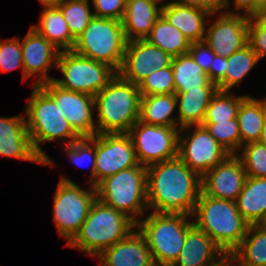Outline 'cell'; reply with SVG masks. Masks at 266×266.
<instances>
[{
    "label": "cell",
    "mask_w": 266,
    "mask_h": 266,
    "mask_svg": "<svg viewBox=\"0 0 266 266\" xmlns=\"http://www.w3.org/2000/svg\"><path fill=\"white\" fill-rule=\"evenodd\" d=\"M148 209L161 214L192 215L201 177L178 156L146 167Z\"/></svg>",
    "instance_id": "obj_1"
},
{
    "label": "cell",
    "mask_w": 266,
    "mask_h": 266,
    "mask_svg": "<svg viewBox=\"0 0 266 266\" xmlns=\"http://www.w3.org/2000/svg\"><path fill=\"white\" fill-rule=\"evenodd\" d=\"M191 216L194 217L193 224L204 231L224 254H231L242 243L250 225L240 215L236 202L216 199L202 192Z\"/></svg>",
    "instance_id": "obj_2"
},
{
    "label": "cell",
    "mask_w": 266,
    "mask_h": 266,
    "mask_svg": "<svg viewBox=\"0 0 266 266\" xmlns=\"http://www.w3.org/2000/svg\"><path fill=\"white\" fill-rule=\"evenodd\" d=\"M136 228L137 223L128 215L96 198L80 231L66 245L78 248L95 258L103 250L126 238Z\"/></svg>",
    "instance_id": "obj_3"
},
{
    "label": "cell",
    "mask_w": 266,
    "mask_h": 266,
    "mask_svg": "<svg viewBox=\"0 0 266 266\" xmlns=\"http://www.w3.org/2000/svg\"><path fill=\"white\" fill-rule=\"evenodd\" d=\"M141 97L138 85L118 74L94 96L96 134L128 133L140 118Z\"/></svg>",
    "instance_id": "obj_4"
},
{
    "label": "cell",
    "mask_w": 266,
    "mask_h": 266,
    "mask_svg": "<svg viewBox=\"0 0 266 266\" xmlns=\"http://www.w3.org/2000/svg\"><path fill=\"white\" fill-rule=\"evenodd\" d=\"M25 122L35 151L45 160L46 166L53 161L46 155L40 144L53 140H69L66 145L81 137L73 130L55 102L39 87L33 86L32 96L25 107Z\"/></svg>",
    "instance_id": "obj_5"
},
{
    "label": "cell",
    "mask_w": 266,
    "mask_h": 266,
    "mask_svg": "<svg viewBox=\"0 0 266 266\" xmlns=\"http://www.w3.org/2000/svg\"><path fill=\"white\" fill-rule=\"evenodd\" d=\"M191 215L150 213L137 222L155 266H171L178 258L187 235L194 225Z\"/></svg>",
    "instance_id": "obj_6"
},
{
    "label": "cell",
    "mask_w": 266,
    "mask_h": 266,
    "mask_svg": "<svg viewBox=\"0 0 266 266\" xmlns=\"http://www.w3.org/2000/svg\"><path fill=\"white\" fill-rule=\"evenodd\" d=\"M97 198L104 204L128 215L136 223L147 204L146 166L139 164L106 177L97 186Z\"/></svg>",
    "instance_id": "obj_7"
},
{
    "label": "cell",
    "mask_w": 266,
    "mask_h": 266,
    "mask_svg": "<svg viewBox=\"0 0 266 266\" xmlns=\"http://www.w3.org/2000/svg\"><path fill=\"white\" fill-rule=\"evenodd\" d=\"M126 44L127 40L121 21L94 16L75 40L72 50L119 71L123 63Z\"/></svg>",
    "instance_id": "obj_8"
},
{
    "label": "cell",
    "mask_w": 266,
    "mask_h": 266,
    "mask_svg": "<svg viewBox=\"0 0 266 266\" xmlns=\"http://www.w3.org/2000/svg\"><path fill=\"white\" fill-rule=\"evenodd\" d=\"M56 68L64 76V79L54 78L56 84L90 96L97 95L119 74L116 68L89 59L73 50H60Z\"/></svg>",
    "instance_id": "obj_9"
},
{
    "label": "cell",
    "mask_w": 266,
    "mask_h": 266,
    "mask_svg": "<svg viewBox=\"0 0 266 266\" xmlns=\"http://www.w3.org/2000/svg\"><path fill=\"white\" fill-rule=\"evenodd\" d=\"M90 187V190L82 189L65 176L59 181L53 199V220L58 234L67 239V243L80 231L97 198L96 187Z\"/></svg>",
    "instance_id": "obj_10"
},
{
    "label": "cell",
    "mask_w": 266,
    "mask_h": 266,
    "mask_svg": "<svg viewBox=\"0 0 266 266\" xmlns=\"http://www.w3.org/2000/svg\"><path fill=\"white\" fill-rule=\"evenodd\" d=\"M177 126L150 125L138 120L127 133L139 164L148 166L178 156Z\"/></svg>",
    "instance_id": "obj_11"
},
{
    "label": "cell",
    "mask_w": 266,
    "mask_h": 266,
    "mask_svg": "<svg viewBox=\"0 0 266 266\" xmlns=\"http://www.w3.org/2000/svg\"><path fill=\"white\" fill-rule=\"evenodd\" d=\"M182 132L185 135L182 136ZM228 155L205 127L187 126L179 130L178 157L200 177L219 165Z\"/></svg>",
    "instance_id": "obj_12"
},
{
    "label": "cell",
    "mask_w": 266,
    "mask_h": 266,
    "mask_svg": "<svg viewBox=\"0 0 266 266\" xmlns=\"http://www.w3.org/2000/svg\"><path fill=\"white\" fill-rule=\"evenodd\" d=\"M56 104L70 126L80 137L96 134L93 120L94 96L65 89L53 80L39 86Z\"/></svg>",
    "instance_id": "obj_13"
},
{
    "label": "cell",
    "mask_w": 266,
    "mask_h": 266,
    "mask_svg": "<svg viewBox=\"0 0 266 266\" xmlns=\"http://www.w3.org/2000/svg\"><path fill=\"white\" fill-rule=\"evenodd\" d=\"M95 187L106 177L139 165L127 133L95 134Z\"/></svg>",
    "instance_id": "obj_14"
},
{
    "label": "cell",
    "mask_w": 266,
    "mask_h": 266,
    "mask_svg": "<svg viewBox=\"0 0 266 266\" xmlns=\"http://www.w3.org/2000/svg\"><path fill=\"white\" fill-rule=\"evenodd\" d=\"M173 57L147 40H133L126 44L119 75L135 85L156 70L169 67Z\"/></svg>",
    "instance_id": "obj_15"
},
{
    "label": "cell",
    "mask_w": 266,
    "mask_h": 266,
    "mask_svg": "<svg viewBox=\"0 0 266 266\" xmlns=\"http://www.w3.org/2000/svg\"><path fill=\"white\" fill-rule=\"evenodd\" d=\"M249 20L234 11L223 13L206 29L204 41L215 54L230 57L248 44Z\"/></svg>",
    "instance_id": "obj_16"
},
{
    "label": "cell",
    "mask_w": 266,
    "mask_h": 266,
    "mask_svg": "<svg viewBox=\"0 0 266 266\" xmlns=\"http://www.w3.org/2000/svg\"><path fill=\"white\" fill-rule=\"evenodd\" d=\"M246 177L238 154H229L219 165L201 177V192L216 199L235 202L243 189Z\"/></svg>",
    "instance_id": "obj_17"
},
{
    "label": "cell",
    "mask_w": 266,
    "mask_h": 266,
    "mask_svg": "<svg viewBox=\"0 0 266 266\" xmlns=\"http://www.w3.org/2000/svg\"><path fill=\"white\" fill-rule=\"evenodd\" d=\"M23 62V82L30 76H36L34 86L50 82L54 78L49 77L47 71L57 66V59L60 50L40 35L34 28H30L21 42ZM38 72V73H37Z\"/></svg>",
    "instance_id": "obj_18"
},
{
    "label": "cell",
    "mask_w": 266,
    "mask_h": 266,
    "mask_svg": "<svg viewBox=\"0 0 266 266\" xmlns=\"http://www.w3.org/2000/svg\"><path fill=\"white\" fill-rule=\"evenodd\" d=\"M0 155L45 164L32 145L24 115L0 117Z\"/></svg>",
    "instance_id": "obj_19"
},
{
    "label": "cell",
    "mask_w": 266,
    "mask_h": 266,
    "mask_svg": "<svg viewBox=\"0 0 266 266\" xmlns=\"http://www.w3.org/2000/svg\"><path fill=\"white\" fill-rule=\"evenodd\" d=\"M136 230L103 250L97 256L99 266H155L144 236Z\"/></svg>",
    "instance_id": "obj_20"
},
{
    "label": "cell",
    "mask_w": 266,
    "mask_h": 266,
    "mask_svg": "<svg viewBox=\"0 0 266 266\" xmlns=\"http://www.w3.org/2000/svg\"><path fill=\"white\" fill-rule=\"evenodd\" d=\"M162 0H126L122 27L127 42L145 40L161 16ZM158 5V6H157Z\"/></svg>",
    "instance_id": "obj_21"
},
{
    "label": "cell",
    "mask_w": 266,
    "mask_h": 266,
    "mask_svg": "<svg viewBox=\"0 0 266 266\" xmlns=\"http://www.w3.org/2000/svg\"><path fill=\"white\" fill-rule=\"evenodd\" d=\"M214 15L216 14H211L202 8L173 2L165 3L161 7V16L181 31L190 43L204 41L205 21Z\"/></svg>",
    "instance_id": "obj_22"
},
{
    "label": "cell",
    "mask_w": 266,
    "mask_h": 266,
    "mask_svg": "<svg viewBox=\"0 0 266 266\" xmlns=\"http://www.w3.org/2000/svg\"><path fill=\"white\" fill-rule=\"evenodd\" d=\"M183 245L171 266H210L224 255L215 242L195 225L187 231Z\"/></svg>",
    "instance_id": "obj_23"
},
{
    "label": "cell",
    "mask_w": 266,
    "mask_h": 266,
    "mask_svg": "<svg viewBox=\"0 0 266 266\" xmlns=\"http://www.w3.org/2000/svg\"><path fill=\"white\" fill-rule=\"evenodd\" d=\"M240 215L250 224H266V177H246L236 199Z\"/></svg>",
    "instance_id": "obj_24"
},
{
    "label": "cell",
    "mask_w": 266,
    "mask_h": 266,
    "mask_svg": "<svg viewBox=\"0 0 266 266\" xmlns=\"http://www.w3.org/2000/svg\"><path fill=\"white\" fill-rule=\"evenodd\" d=\"M217 90V87H199L175 93L176 105L179 106L177 116L179 129L202 124L211 97Z\"/></svg>",
    "instance_id": "obj_25"
},
{
    "label": "cell",
    "mask_w": 266,
    "mask_h": 266,
    "mask_svg": "<svg viewBox=\"0 0 266 266\" xmlns=\"http://www.w3.org/2000/svg\"><path fill=\"white\" fill-rule=\"evenodd\" d=\"M171 66L175 93L199 89V87H217L189 53L173 57Z\"/></svg>",
    "instance_id": "obj_26"
},
{
    "label": "cell",
    "mask_w": 266,
    "mask_h": 266,
    "mask_svg": "<svg viewBox=\"0 0 266 266\" xmlns=\"http://www.w3.org/2000/svg\"><path fill=\"white\" fill-rule=\"evenodd\" d=\"M39 22L31 27L55 47L62 51L73 49L75 40L59 7L44 8Z\"/></svg>",
    "instance_id": "obj_27"
},
{
    "label": "cell",
    "mask_w": 266,
    "mask_h": 266,
    "mask_svg": "<svg viewBox=\"0 0 266 266\" xmlns=\"http://www.w3.org/2000/svg\"><path fill=\"white\" fill-rule=\"evenodd\" d=\"M231 254L238 266H266V224L249 225L242 243Z\"/></svg>",
    "instance_id": "obj_28"
},
{
    "label": "cell",
    "mask_w": 266,
    "mask_h": 266,
    "mask_svg": "<svg viewBox=\"0 0 266 266\" xmlns=\"http://www.w3.org/2000/svg\"><path fill=\"white\" fill-rule=\"evenodd\" d=\"M175 94H158L141 97L139 120L157 126H177Z\"/></svg>",
    "instance_id": "obj_29"
},
{
    "label": "cell",
    "mask_w": 266,
    "mask_h": 266,
    "mask_svg": "<svg viewBox=\"0 0 266 266\" xmlns=\"http://www.w3.org/2000/svg\"><path fill=\"white\" fill-rule=\"evenodd\" d=\"M264 116L265 99H256L247 95L242 100L237 116L241 146L260 140Z\"/></svg>",
    "instance_id": "obj_30"
},
{
    "label": "cell",
    "mask_w": 266,
    "mask_h": 266,
    "mask_svg": "<svg viewBox=\"0 0 266 266\" xmlns=\"http://www.w3.org/2000/svg\"><path fill=\"white\" fill-rule=\"evenodd\" d=\"M145 40L172 57L188 53L191 44L181 31L169 24L162 16L156 20L150 35Z\"/></svg>",
    "instance_id": "obj_31"
},
{
    "label": "cell",
    "mask_w": 266,
    "mask_h": 266,
    "mask_svg": "<svg viewBox=\"0 0 266 266\" xmlns=\"http://www.w3.org/2000/svg\"><path fill=\"white\" fill-rule=\"evenodd\" d=\"M259 62L257 54L247 44L241 50L227 57L225 77L216 85L218 90L229 91L239 84Z\"/></svg>",
    "instance_id": "obj_32"
},
{
    "label": "cell",
    "mask_w": 266,
    "mask_h": 266,
    "mask_svg": "<svg viewBox=\"0 0 266 266\" xmlns=\"http://www.w3.org/2000/svg\"><path fill=\"white\" fill-rule=\"evenodd\" d=\"M246 96L236 97L228 91L217 90L211 97L202 123H216L237 119L241 102Z\"/></svg>",
    "instance_id": "obj_33"
},
{
    "label": "cell",
    "mask_w": 266,
    "mask_h": 266,
    "mask_svg": "<svg viewBox=\"0 0 266 266\" xmlns=\"http://www.w3.org/2000/svg\"><path fill=\"white\" fill-rule=\"evenodd\" d=\"M89 4V0H64L58 6L74 40L82 34L94 17Z\"/></svg>",
    "instance_id": "obj_34"
},
{
    "label": "cell",
    "mask_w": 266,
    "mask_h": 266,
    "mask_svg": "<svg viewBox=\"0 0 266 266\" xmlns=\"http://www.w3.org/2000/svg\"><path fill=\"white\" fill-rule=\"evenodd\" d=\"M214 139L229 153L237 154L241 148V137L237 119L216 123H202Z\"/></svg>",
    "instance_id": "obj_35"
},
{
    "label": "cell",
    "mask_w": 266,
    "mask_h": 266,
    "mask_svg": "<svg viewBox=\"0 0 266 266\" xmlns=\"http://www.w3.org/2000/svg\"><path fill=\"white\" fill-rule=\"evenodd\" d=\"M238 157L248 177H266V145L259 141L241 146Z\"/></svg>",
    "instance_id": "obj_36"
},
{
    "label": "cell",
    "mask_w": 266,
    "mask_h": 266,
    "mask_svg": "<svg viewBox=\"0 0 266 266\" xmlns=\"http://www.w3.org/2000/svg\"><path fill=\"white\" fill-rule=\"evenodd\" d=\"M141 96L175 94L172 66L156 70L138 85Z\"/></svg>",
    "instance_id": "obj_37"
},
{
    "label": "cell",
    "mask_w": 266,
    "mask_h": 266,
    "mask_svg": "<svg viewBox=\"0 0 266 266\" xmlns=\"http://www.w3.org/2000/svg\"><path fill=\"white\" fill-rule=\"evenodd\" d=\"M64 149L73 164L84 166L83 164L92 163L91 178L89 181L91 183L90 185L95 186V135L92 137H81L70 145L65 144Z\"/></svg>",
    "instance_id": "obj_38"
},
{
    "label": "cell",
    "mask_w": 266,
    "mask_h": 266,
    "mask_svg": "<svg viewBox=\"0 0 266 266\" xmlns=\"http://www.w3.org/2000/svg\"><path fill=\"white\" fill-rule=\"evenodd\" d=\"M21 67L23 70L20 39L0 40V71L8 72Z\"/></svg>",
    "instance_id": "obj_39"
},
{
    "label": "cell",
    "mask_w": 266,
    "mask_h": 266,
    "mask_svg": "<svg viewBox=\"0 0 266 266\" xmlns=\"http://www.w3.org/2000/svg\"><path fill=\"white\" fill-rule=\"evenodd\" d=\"M247 43L259 60L266 56V15L250 17Z\"/></svg>",
    "instance_id": "obj_40"
},
{
    "label": "cell",
    "mask_w": 266,
    "mask_h": 266,
    "mask_svg": "<svg viewBox=\"0 0 266 266\" xmlns=\"http://www.w3.org/2000/svg\"><path fill=\"white\" fill-rule=\"evenodd\" d=\"M95 17L111 18L122 21L126 0H92Z\"/></svg>",
    "instance_id": "obj_41"
},
{
    "label": "cell",
    "mask_w": 266,
    "mask_h": 266,
    "mask_svg": "<svg viewBox=\"0 0 266 266\" xmlns=\"http://www.w3.org/2000/svg\"><path fill=\"white\" fill-rule=\"evenodd\" d=\"M188 53L202 67L205 73L209 71L215 53L205 41L191 43Z\"/></svg>",
    "instance_id": "obj_42"
},
{
    "label": "cell",
    "mask_w": 266,
    "mask_h": 266,
    "mask_svg": "<svg viewBox=\"0 0 266 266\" xmlns=\"http://www.w3.org/2000/svg\"><path fill=\"white\" fill-rule=\"evenodd\" d=\"M176 4H182L185 6H194L202 8L211 14H217L222 11L224 0H177L173 1ZM217 12V13H216Z\"/></svg>",
    "instance_id": "obj_43"
},
{
    "label": "cell",
    "mask_w": 266,
    "mask_h": 266,
    "mask_svg": "<svg viewBox=\"0 0 266 266\" xmlns=\"http://www.w3.org/2000/svg\"><path fill=\"white\" fill-rule=\"evenodd\" d=\"M227 58L215 54L210 69L207 72L210 80L217 85L224 77L226 72Z\"/></svg>",
    "instance_id": "obj_44"
},
{
    "label": "cell",
    "mask_w": 266,
    "mask_h": 266,
    "mask_svg": "<svg viewBox=\"0 0 266 266\" xmlns=\"http://www.w3.org/2000/svg\"><path fill=\"white\" fill-rule=\"evenodd\" d=\"M234 8L237 11H243V15L246 16H257V5L258 0H233ZM246 10V11H245Z\"/></svg>",
    "instance_id": "obj_45"
},
{
    "label": "cell",
    "mask_w": 266,
    "mask_h": 266,
    "mask_svg": "<svg viewBox=\"0 0 266 266\" xmlns=\"http://www.w3.org/2000/svg\"><path fill=\"white\" fill-rule=\"evenodd\" d=\"M235 263H237V261L232 254H224L210 266H236Z\"/></svg>",
    "instance_id": "obj_46"
},
{
    "label": "cell",
    "mask_w": 266,
    "mask_h": 266,
    "mask_svg": "<svg viewBox=\"0 0 266 266\" xmlns=\"http://www.w3.org/2000/svg\"><path fill=\"white\" fill-rule=\"evenodd\" d=\"M64 0H39L43 8L58 7Z\"/></svg>",
    "instance_id": "obj_47"
},
{
    "label": "cell",
    "mask_w": 266,
    "mask_h": 266,
    "mask_svg": "<svg viewBox=\"0 0 266 266\" xmlns=\"http://www.w3.org/2000/svg\"><path fill=\"white\" fill-rule=\"evenodd\" d=\"M259 142L266 145V98H265V116L263 119V126Z\"/></svg>",
    "instance_id": "obj_48"
},
{
    "label": "cell",
    "mask_w": 266,
    "mask_h": 266,
    "mask_svg": "<svg viewBox=\"0 0 266 266\" xmlns=\"http://www.w3.org/2000/svg\"><path fill=\"white\" fill-rule=\"evenodd\" d=\"M266 15V0H258L257 5V16Z\"/></svg>",
    "instance_id": "obj_49"
},
{
    "label": "cell",
    "mask_w": 266,
    "mask_h": 266,
    "mask_svg": "<svg viewBox=\"0 0 266 266\" xmlns=\"http://www.w3.org/2000/svg\"><path fill=\"white\" fill-rule=\"evenodd\" d=\"M230 7V0H224V3H223V7H222V10L225 11V13H228V9Z\"/></svg>",
    "instance_id": "obj_50"
}]
</instances>
